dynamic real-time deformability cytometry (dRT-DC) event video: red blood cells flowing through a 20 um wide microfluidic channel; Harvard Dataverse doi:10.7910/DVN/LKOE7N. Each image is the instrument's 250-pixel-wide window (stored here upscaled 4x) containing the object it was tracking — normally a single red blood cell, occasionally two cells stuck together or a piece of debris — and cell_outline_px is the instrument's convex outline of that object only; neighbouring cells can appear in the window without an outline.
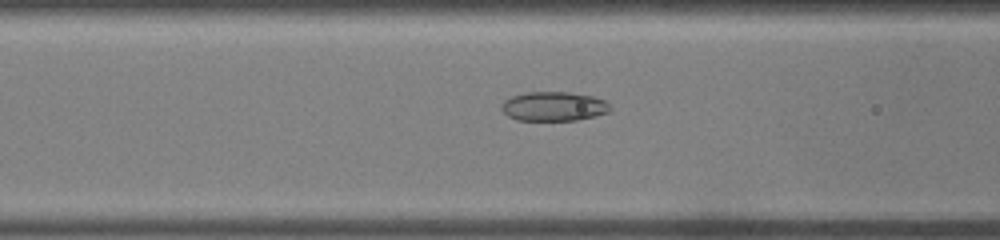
{"species": "common noctule bat (a hibernating species)", "species_latin": "Nyctalus noctula", "temperature_condition": "warm", "stored_images_in_passage": 14, "camera_frame_rate_fps": 3000, "um_per_image_px": 0.085, "animal": {"sex": "male", "body_mass_g": 19.0, "forearm_length_mm": 50.8}, "frame": {"image": 1, "passage_image": 12, "time_ms": 3.667, "image_size_px": [1000, 240], "cell_outline_px": [[612, 112], [596, 116], [576, 120], [516, 120], [508, 116], [500, 108], [500, 104], [504, 100], [512, 96], [528, 92], [568, 92], [592, 96], [604, 100], [612, 108]], "centroid_in_image_um": [47.07, 9.04], "position_along_channel_um": 119.5, "area_um2": 18.67}}